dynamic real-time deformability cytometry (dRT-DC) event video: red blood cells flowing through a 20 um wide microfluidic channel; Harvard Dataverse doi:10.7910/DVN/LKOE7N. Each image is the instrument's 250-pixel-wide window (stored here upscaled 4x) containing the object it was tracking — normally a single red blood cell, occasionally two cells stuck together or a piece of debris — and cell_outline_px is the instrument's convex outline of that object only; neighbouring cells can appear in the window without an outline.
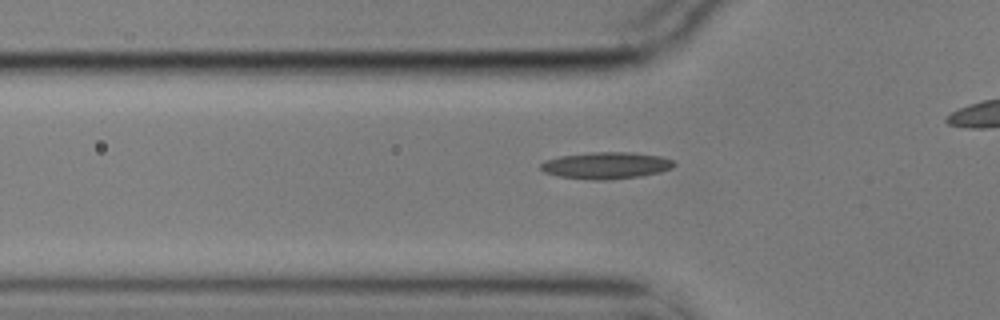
{"species": "common noctule bat (a hibernating species)", "species_latin": "Nyctalus noctula", "temperature_condition": "cold", "stored_images_in_passage": 36, "camera_frame_rate_fps": 3000, "um_per_image_px": 0.085, "animal": {"sex": "male", "body_mass_g": 17.9}, "frame": {"image": 1, "passage_image": 8, "time_ms": 2.333, "image_size_px": [1000, 320], "cell_outline_px": [[676, 164], [672, 168], [660, 172], [640, 176], [604, 180], [592, 180], [560, 176], [544, 172], [540, 168], [540, 164], [544, 160], [560, 156], [592, 152], [632, 152], [660, 156], [672, 160]], "centroid_in_image_um": [51.51, 14.06], "position_along_channel_um": 74.3, "area_um2": 20.75}}
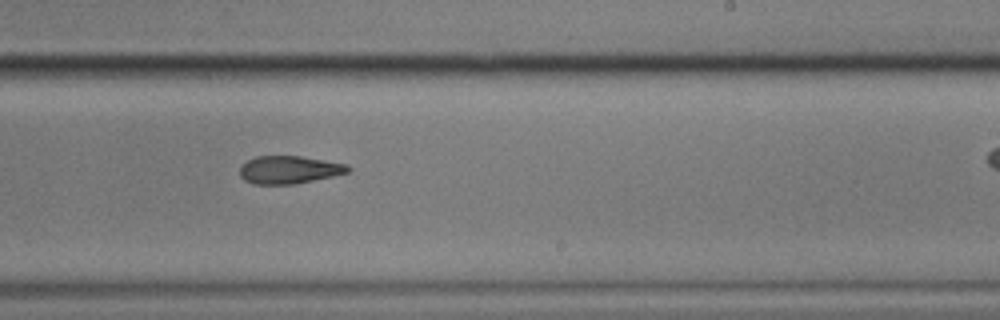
{"frame": {"image": 2, "passage_image": 24, "time_ms": 7.667, "image_size_px": [1000, 320], "cell_outline_px": [[352, 168], [348, 172], [332, 176], [296, 184], [252, 184], [244, 180], [240, 176], [240, 168], [248, 160], [256, 156], [300, 156], [348, 164]], "centroid_in_image_um": [24.58, 14.43], "position_along_channel_um": 264.4, "area_um2": 17.51}}
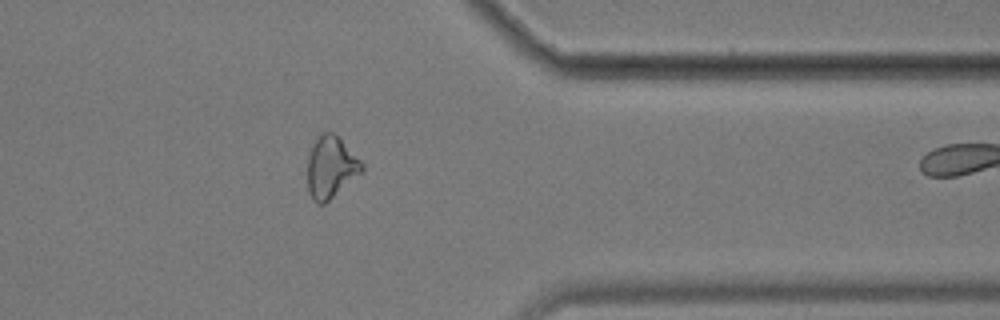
{"frame": {"image": 3, "passage_image": 35, "time_ms": 11.333, "image_size_px": [1000, 320], "cell_outline_px": [[364, 168], [360, 172], [324, 204], [316, 204], [312, 200], [308, 192], [308, 156], [312, 144], [316, 136], [320, 132], [332, 132], [364, 164]], "centroid_in_image_um": [28.06, 14.21], "position_along_channel_um": 383.3, "area_um2": 19.19}}